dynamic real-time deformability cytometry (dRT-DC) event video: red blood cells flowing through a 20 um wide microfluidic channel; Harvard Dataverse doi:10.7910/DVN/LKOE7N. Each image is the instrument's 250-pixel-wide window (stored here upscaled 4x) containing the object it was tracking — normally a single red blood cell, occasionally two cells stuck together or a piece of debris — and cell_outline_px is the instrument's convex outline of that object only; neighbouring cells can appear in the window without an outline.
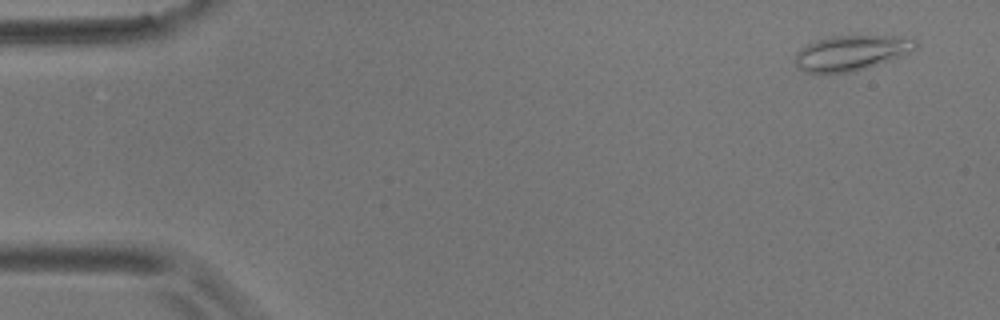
{"species": "common noctule bat (a hibernating species)", "species_latin": "Nyctalus noctula", "temperature_condition": "room temperature", "stored_images_in_passage": 6, "camera_frame_rate_fps": 3000, "um_per_image_px": 0.085, "animal": {"sex": "male", "body_mass_g": 17.9}, "frame": {"image": 1, "passage_image": 1, "time_ms": 0.0, "image_size_px": [1000, 320], "cell_outline_px": [[916, 48], [876, 64], [864, 68], [848, 72], [804, 72], [796, 64], [796, 52], [800, 48], [816, 40], [832, 36], [892, 36], [916, 40]], "centroid_in_image_um": [72.27, 4.48], "position_along_channel_um": 12.7, "area_um2": 23.7}}
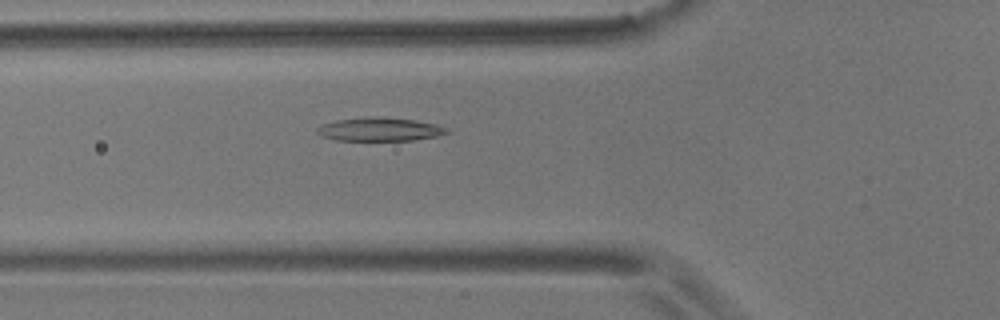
{"frame": {"image": 2, "passage_image": 6, "time_ms": 5.667, "image_size_px": [1000, 320], "cell_outline_px": [[452, 132], [436, 136], [412, 140], [336, 140], [320, 136], [316, 132], [316, 128], [324, 124], [336, 120], [372, 116], [416, 120], [436, 124], [448, 128]], "centroid_in_image_um": [32.29, 10.99], "position_along_channel_um": 93.5, "area_um2": 17.74}}